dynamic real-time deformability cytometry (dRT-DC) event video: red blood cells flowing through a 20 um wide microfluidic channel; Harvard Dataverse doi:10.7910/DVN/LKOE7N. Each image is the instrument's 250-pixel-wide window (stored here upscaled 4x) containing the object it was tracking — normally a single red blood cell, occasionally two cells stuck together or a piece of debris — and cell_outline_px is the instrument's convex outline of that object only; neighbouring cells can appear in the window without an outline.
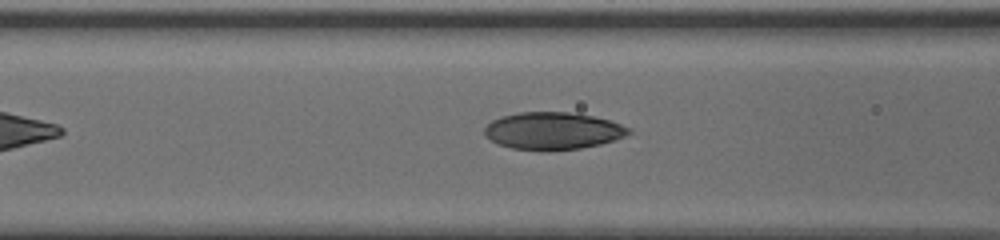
{"species": "human", "species_latin": "Homo sapiens", "temperature_condition": "cold", "stored_images_in_passage": 32, "camera_frame_rate_fps": 3000, "um_per_image_px": 0.085, "donor": {"sex": "male"}, "frame": {"image": 1, "passage_image": 10, "time_ms": 3.0, "image_size_px": [1000, 240], "cell_outline_px": [[632, 132], [624, 136], [600, 144], [580, 148], [512, 148], [500, 144], [484, 136], [484, 128], [492, 120], [500, 116], [520, 112], [568, 112], [592, 116], [608, 120], [632, 128]], "centroid_in_image_um": [46.99, 11.08], "position_along_channel_um": 119.6, "area_um2": 30.46}}
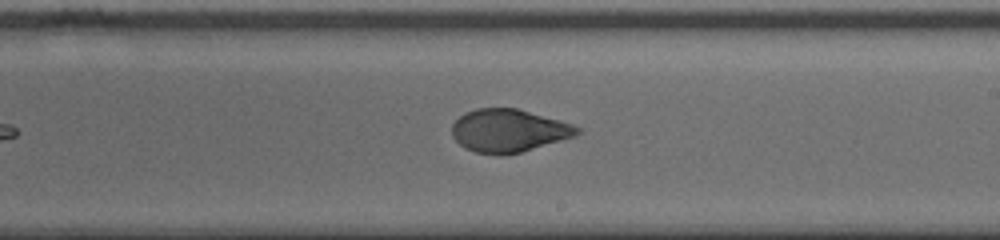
{"frame": {"image": 2, "passage_image": 20, "time_ms": 6.333, "image_size_px": [1000, 240], "cell_outline_px": [[580, 132], [572, 136], [520, 152], [476, 152], [464, 148], [452, 136], [452, 124], [464, 112], [476, 108], [516, 108], [572, 124], [580, 128]], "centroid_in_image_um": [43.18, 11.06], "position_along_channel_um": 245.8, "area_um2": 30.29}}
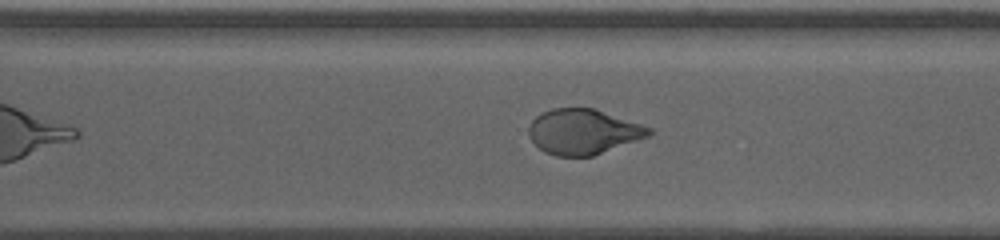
{"frame": {"image": 3, "passage_image": 26, "time_ms": 8.333, "image_size_px": [1000, 240], "cell_outline_px": [[652, 132], [648, 136], [592, 156], [556, 156], [544, 152], [528, 136], [528, 128], [532, 120], [536, 116], [552, 108], [592, 108], [652, 128]], "centroid_in_image_um": [49.53, 11.2], "position_along_channel_um": 321.1, "area_um2": 31.21}}